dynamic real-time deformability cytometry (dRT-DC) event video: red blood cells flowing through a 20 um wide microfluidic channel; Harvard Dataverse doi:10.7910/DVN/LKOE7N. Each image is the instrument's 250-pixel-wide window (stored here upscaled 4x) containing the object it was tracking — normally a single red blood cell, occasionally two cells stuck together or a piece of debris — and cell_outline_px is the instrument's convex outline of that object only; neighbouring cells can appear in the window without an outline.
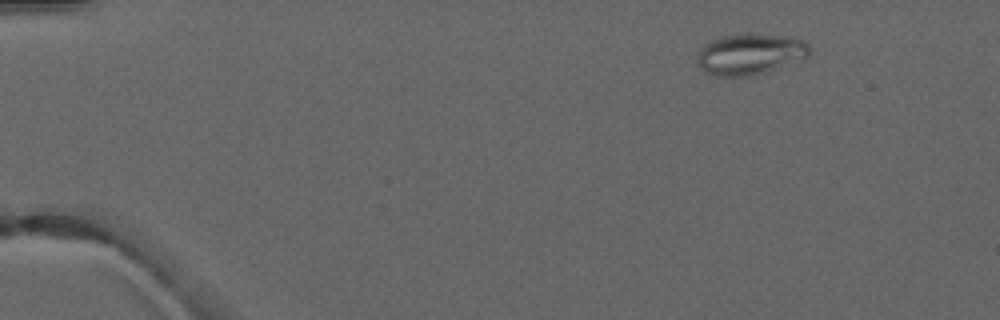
{"species": "common noctule bat (a hibernating species)", "species_latin": "Nyctalus noctula", "temperature_condition": "warm", "stored_images_in_passage": 6, "camera_frame_rate_fps": 3000, "um_per_image_px": 0.085, "animal": {"sex": "male", "forearm_length_mm": 52.5}, "frame": {"image": 1, "passage_image": 2, "time_ms": 1.0, "image_size_px": [1000, 320], "cell_outline_px": [[812, 52], [808, 56], [764, 72], [752, 76], [720, 76], [708, 72], [700, 68], [696, 64], [696, 56], [700, 48], [704, 44], [712, 40], [724, 36], [780, 36], [800, 40], [808, 44], [812, 48]], "centroid_in_image_um": [63.7, 4.64], "position_along_channel_um": 21.3, "area_um2": 25.89}}